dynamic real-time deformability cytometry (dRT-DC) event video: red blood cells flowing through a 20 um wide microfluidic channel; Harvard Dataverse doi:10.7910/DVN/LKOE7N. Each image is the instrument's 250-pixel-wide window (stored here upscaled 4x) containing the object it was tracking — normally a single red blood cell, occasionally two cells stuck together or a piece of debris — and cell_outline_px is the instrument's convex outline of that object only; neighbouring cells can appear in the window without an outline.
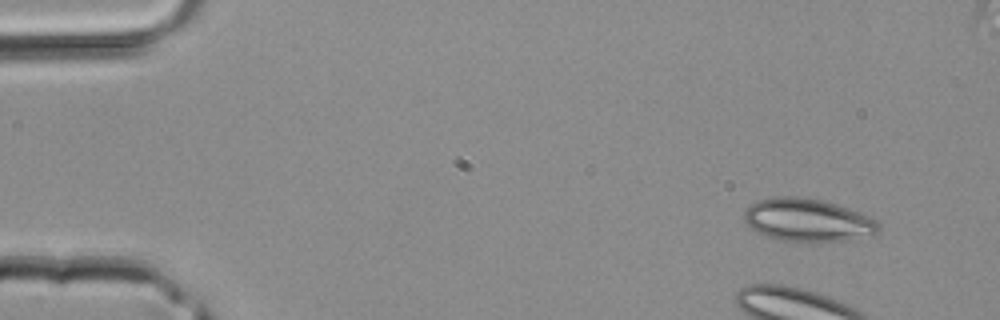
{"species": "common noctule bat (a hibernating species)", "species_latin": "Nyctalus noctula", "temperature_condition": "room temperature", "stored_images_in_passage": 40, "camera_frame_rate_fps": 3000, "um_per_image_px": 0.085, "animal": {"sex": "male", "body_mass_g": 20.4}, "frame": {"image": 1, "passage_image": 1, "time_ms": 0.0, "image_size_px": [1000, 320], "cell_outline_px": [[880, 232], [840, 240], [780, 240], [768, 236], [752, 228], [744, 220], [744, 212], [748, 204], [756, 200], [772, 196], [800, 196], [820, 200], [836, 204], [860, 212], [876, 220], [880, 224]], "centroid_in_image_um": [68.6, 18.65], "position_along_channel_um": 16.4, "area_um2": 33.0}}